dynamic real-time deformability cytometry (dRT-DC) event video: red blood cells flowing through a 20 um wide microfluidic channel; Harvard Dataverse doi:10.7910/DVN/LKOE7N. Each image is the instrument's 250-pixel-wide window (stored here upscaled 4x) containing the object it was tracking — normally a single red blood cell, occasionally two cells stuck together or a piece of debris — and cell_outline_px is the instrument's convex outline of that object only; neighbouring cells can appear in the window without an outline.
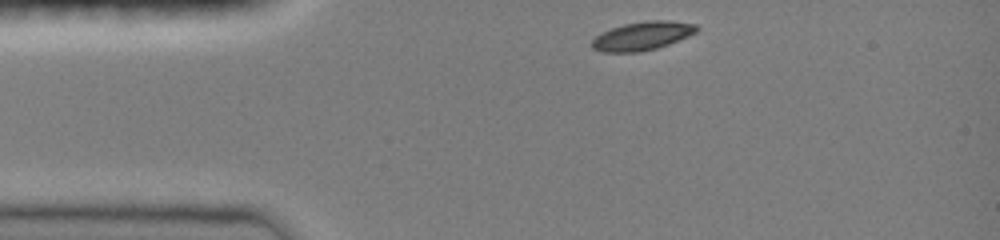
{"species": "common noctule bat (a hibernating species)", "species_latin": "Nyctalus noctula", "temperature_condition": "room temperature", "stored_images_in_passage": 34, "camera_frame_rate_fps": 3000, "um_per_image_px": 0.085, "animal": {"sex": "female", "body_mass_g": 19.0, "forearm_length_mm": 51.5}, "frame": {"image": 1, "passage_image": 1, "time_ms": 0.0, "image_size_px": [1000, 240], "cell_outline_px": [[700, 28], [696, 32], [688, 36], [668, 44], [656, 48], [640, 52], [600, 52], [592, 48], [592, 40], [600, 32], [624, 24], [644, 20], [668, 20], [696, 24]], "centroid_in_image_um": [54.59, 3.04], "position_along_channel_um": 30.4, "area_um2": 17.51}}
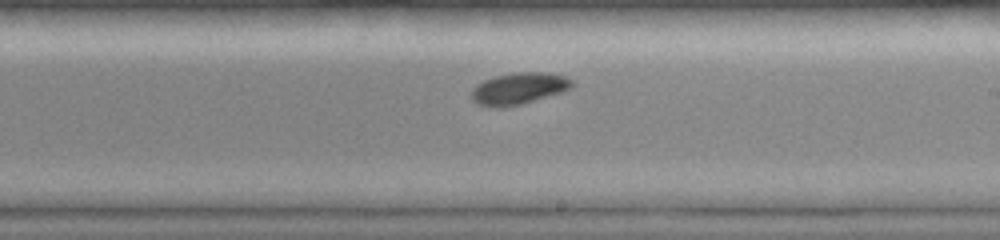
{"frame": {"image": 2, "passage_image": 20, "time_ms": 6.333, "image_size_px": [1000, 240], "cell_outline_px": [[572, 84], [564, 92], [520, 104], [500, 108], [496, 108], [480, 104], [472, 100], [472, 88], [476, 84], [484, 80], [496, 76], [516, 72], [548, 72], [564, 76], [572, 80]], "centroid_in_image_um": [44.08, 7.52], "position_along_channel_um": 244.9, "area_um2": 18.44}}
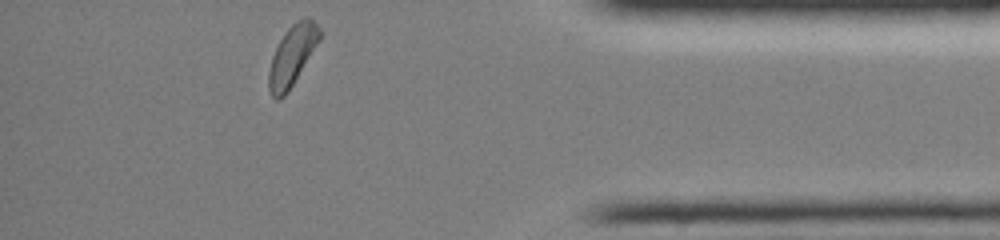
{"frame": {"image": 3, "passage_image": 34, "time_ms": 11.0, "image_size_px": [1000, 240], "cell_outline_px": [[324, 32], [320, 40], [288, 92], [280, 100], [276, 100], [272, 96], [268, 88], [268, 72], [272, 56], [284, 32], [296, 20], [304, 16], [312, 16]], "centroid_in_image_um": [24.87, 4.67], "position_along_channel_um": 410.3, "area_um2": 18.26}, "authors_computed_cell_mechanics": {"area_um2": 17.9469, "velocity_mm_per_s": 4.0015, "shape_relaxation_time_tau1_ms": 2.064, "shape_relaxation_time_tau2_ms": null, "deformation_change_tau1": 0.0976, "deformation_change_tau2": null}}